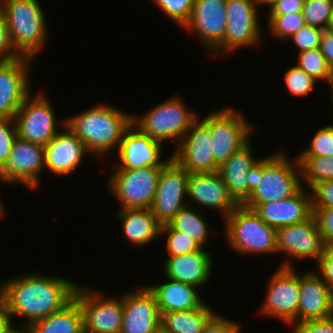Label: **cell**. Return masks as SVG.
<instances>
[{
	"label": "cell",
	"instance_id": "cell-30",
	"mask_svg": "<svg viewBox=\"0 0 333 333\" xmlns=\"http://www.w3.org/2000/svg\"><path fill=\"white\" fill-rule=\"evenodd\" d=\"M216 314L205 302L197 309L161 313V326L168 333H203L204 327Z\"/></svg>",
	"mask_w": 333,
	"mask_h": 333
},
{
	"label": "cell",
	"instance_id": "cell-29",
	"mask_svg": "<svg viewBox=\"0 0 333 333\" xmlns=\"http://www.w3.org/2000/svg\"><path fill=\"white\" fill-rule=\"evenodd\" d=\"M27 333H80L83 329V313L73 299L62 310L29 324Z\"/></svg>",
	"mask_w": 333,
	"mask_h": 333
},
{
	"label": "cell",
	"instance_id": "cell-42",
	"mask_svg": "<svg viewBox=\"0 0 333 333\" xmlns=\"http://www.w3.org/2000/svg\"><path fill=\"white\" fill-rule=\"evenodd\" d=\"M309 190L313 208H333V180L318 182Z\"/></svg>",
	"mask_w": 333,
	"mask_h": 333
},
{
	"label": "cell",
	"instance_id": "cell-2",
	"mask_svg": "<svg viewBox=\"0 0 333 333\" xmlns=\"http://www.w3.org/2000/svg\"><path fill=\"white\" fill-rule=\"evenodd\" d=\"M65 123L83 142L89 155L104 158L119 149L123 133L132 124V113L102 102L70 115Z\"/></svg>",
	"mask_w": 333,
	"mask_h": 333
},
{
	"label": "cell",
	"instance_id": "cell-50",
	"mask_svg": "<svg viewBox=\"0 0 333 333\" xmlns=\"http://www.w3.org/2000/svg\"><path fill=\"white\" fill-rule=\"evenodd\" d=\"M14 324L11 314L0 301V333H6L14 326Z\"/></svg>",
	"mask_w": 333,
	"mask_h": 333
},
{
	"label": "cell",
	"instance_id": "cell-12",
	"mask_svg": "<svg viewBox=\"0 0 333 333\" xmlns=\"http://www.w3.org/2000/svg\"><path fill=\"white\" fill-rule=\"evenodd\" d=\"M268 286L262 307L258 312L264 317H274L290 326L297 322L299 305V271L279 267L267 280Z\"/></svg>",
	"mask_w": 333,
	"mask_h": 333
},
{
	"label": "cell",
	"instance_id": "cell-56",
	"mask_svg": "<svg viewBox=\"0 0 333 333\" xmlns=\"http://www.w3.org/2000/svg\"><path fill=\"white\" fill-rule=\"evenodd\" d=\"M330 102H332L333 103V89H330Z\"/></svg>",
	"mask_w": 333,
	"mask_h": 333
},
{
	"label": "cell",
	"instance_id": "cell-11",
	"mask_svg": "<svg viewBox=\"0 0 333 333\" xmlns=\"http://www.w3.org/2000/svg\"><path fill=\"white\" fill-rule=\"evenodd\" d=\"M101 291L78 284L74 299L83 313V329L89 333H120L123 318L121 297L104 296Z\"/></svg>",
	"mask_w": 333,
	"mask_h": 333
},
{
	"label": "cell",
	"instance_id": "cell-38",
	"mask_svg": "<svg viewBox=\"0 0 333 333\" xmlns=\"http://www.w3.org/2000/svg\"><path fill=\"white\" fill-rule=\"evenodd\" d=\"M308 146L298 157H329L333 156V125L319 127Z\"/></svg>",
	"mask_w": 333,
	"mask_h": 333
},
{
	"label": "cell",
	"instance_id": "cell-14",
	"mask_svg": "<svg viewBox=\"0 0 333 333\" xmlns=\"http://www.w3.org/2000/svg\"><path fill=\"white\" fill-rule=\"evenodd\" d=\"M276 241L277 253L287 254L286 256H288L279 267L288 268H295L294 261H291L294 259L304 260L309 258L317 263L325 246L314 216L302 223L277 228Z\"/></svg>",
	"mask_w": 333,
	"mask_h": 333
},
{
	"label": "cell",
	"instance_id": "cell-24",
	"mask_svg": "<svg viewBox=\"0 0 333 333\" xmlns=\"http://www.w3.org/2000/svg\"><path fill=\"white\" fill-rule=\"evenodd\" d=\"M252 140H249L238 151L219 167V174L226 185L230 196L238 205H244L251 194L253 169L260 161L254 156ZM251 142V143H250Z\"/></svg>",
	"mask_w": 333,
	"mask_h": 333
},
{
	"label": "cell",
	"instance_id": "cell-10",
	"mask_svg": "<svg viewBox=\"0 0 333 333\" xmlns=\"http://www.w3.org/2000/svg\"><path fill=\"white\" fill-rule=\"evenodd\" d=\"M162 168L150 166L134 170H112L106 189L120 203L119 209L150 208Z\"/></svg>",
	"mask_w": 333,
	"mask_h": 333
},
{
	"label": "cell",
	"instance_id": "cell-3",
	"mask_svg": "<svg viewBox=\"0 0 333 333\" xmlns=\"http://www.w3.org/2000/svg\"><path fill=\"white\" fill-rule=\"evenodd\" d=\"M289 156L281 149L261 157L253 169L251 194L245 207L253 210L258 204L289 198L302 187L297 157Z\"/></svg>",
	"mask_w": 333,
	"mask_h": 333
},
{
	"label": "cell",
	"instance_id": "cell-36",
	"mask_svg": "<svg viewBox=\"0 0 333 333\" xmlns=\"http://www.w3.org/2000/svg\"><path fill=\"white\" fill-rule=\"evenodd\" d=\"M302 14L306 25L326 30L333 16V0H305Z\"/></svg>",
	"mask_w": 333,
	"mask_h": 333
},
{
	"label": "cell",
	"instance_id": "cell-39",
	"mask_svg": "<svg viewBox=\"0 0 333 333\" xmlns=\"http://www.w3.org/2000/svg\"><path fill=\"white\" fill-rule=\"evenodd\" d=\"M166 17L183 28L191 18L194 0H151Z\"/></svg>",
	"mask_w": 333,
	"mask_h": 333
},
{
	"label": "cell",
	"instance_id": "cell-47",
	"mask_svg": "<svg viewBox=\"0 0 333 333\" xmlns=\"http://www.w3.org/2000/svg\"><path fill=\"white\" fill-rule=\"evenodd\" d=\"M10 39L9 30L4 15L0 11V62H7L19 58Z\"/></svg>",
	"mask_w": 333,
	"mask_h": 333
},
{
	"label": "cell",
	"instance_id": "cell-4",
	"mask_svg": "<svg viewBox=\"0 0 333 333\" xmlns=\"http://www.w3.org/2000/svg\"><path fill=\"white\" fill-rule=\"evenodd\" d=\"M13 47L33 60L48 40L49 27L39 0H0ZM48 30V31H47Z\"/></svg>",
	"mask_w": 333,
	"mask_h": 333
},
{
	"label": "cell",
	"instance_id": "cell-35",
	"mask_svg": "<svg viewBox=\"0 0 333 333\" xmlns=\"http://www.w3.org/2000/svg\"><path fill=\"white\" fill-rule=\"evenodd\" d=\"M160 236L166 237L167 257H176L200 250L202 247L185 232L172 229L168 224L161 225Z\"/></svg>",
	"mask_w": 333,
	"mask_h": 333
},
{
	"label": "cell",
	"instance_id": "cell-9",
	"mask_svg": "<svg viewBox=\"0 0 333 333\" xmlns=\"http://www.w3.org/2000/svg\"><path fill=\"white\" fill-rule=\"evenodd\" d=\"M56 117L49 96L41 90L34 95L32 92L14 117L17 136L44 147L60 132L58 125L66 124L64 118L59 122Z\"/></svg>",
	"mask_w": 333,
	"mask_h": 333
},
{
	"label": "cell",
	"instance_id": "cell-32",
	"mask_svg": "<svg viewBox=\"0 0 333 333\" xmlns=\"http://www.w3.org/2000/svg\"><path fill=\"white\" fill-rule=\"evenodd\" d=\"M300 166L301 184L310 189L318 182L333 180V156L297 157ZM305 182V183H302Z\"/></svg>",
	"mask_w": 333,
	"mask_h": 333
},
{
	"label": "cell",
	"instance_id": "cell-40",
	"mask_svg": "<svg viewBox=\"0 0 333 333\" xmlns=\"http://www.w3.org/2000/svg\"><path fill=\"white\" fill-rule=\"evenodd\" d=\"M323 31V29L315 26L304 25L286 41L293 42L295 47L298 49V53L310 49L320 48Z\"/></svg>",
	"mask_w": 333,
	"mask_h": 333
},
{
	"label": "cell",
	"instance_id": "cell-15",
	"mask_svg": "<svg viewBox=\"0 0 333 333\" xmlns=\"http://www.w3.org/2000/svg\"><path fill=\"white\" fill-rule=\"evenodd\" d=\"M45 170L44 147L16 137L9 158L0 170L2 184L37 189Z\"/></svg>",
	"mask_w": 333,
	"mask_h": 333
},
{
	"label": "cell",
	"instance_id": "cell-37",
	"mask_svg": "<svg viewBox=\"0 0 333 333\" xmlns=\"http://www.w3.org/2000/svg\"><path fill=\"white\" fill-rule=\"evenodd\" d=\"M284 74V88L288 90V93L295 97L308 96L318 83L316 79L308 75L303 69L297 65L286 69Z\"/></svg>",
	"mask_w": 333,
	"mask_h": 333
},
{
	"label": "cell",
	"instance_id": "cell-45",
	"mask_svg": "<svg viewBox=\"0 0 333 333\" xmlns=\"http://www.w3.org/2000/svg\"><path fill=\"white\" fill-rule=\"evenodd\" d=\"M316 273L333 291V244L324 246L321 258L316 264Z\"/></svg>",
	"mask_w": 333,
	"mask_h": 333
},
{
	"label": "cell",
	"instance_id": "cell-19",
	"mask_svg": "<svg viewBox=\"0 0 333 333\" xmlns=\"http://www.w3.org/2000/svg\"><path fill=\"white\" fill-rule=\"evenodd\" d=\"M226 0H194L190 20L183 27L192 32L205 46L210 56L223 41L226 33Z\"/></svg>",
	"mask_w": 333,
	"mask_h": 333
},
{
	"label": "cell",
	"instance_id": "cell-21",
	"mask_svg": "<svg viewBox=\"0 0 333 333\" xmlns=\"http://www.w3.org/2000/svg\"><path fill=\"white\" fill-rule=\"evenodd\" d=\"M161 326V312L148 286L123 294L120 333H152Z\"/></svg>",
	"mask_w": 333,
	"mask_h": 333
},
{
	"label": "cell",
	"instance_id": "cell-46",
	"mask_svg": "<svg viewBox=\"0 0 333 333\" xmlns=\"http://www.w3.org/2000/svg\"><path fill=\"white\" fill-rule=\"evenodd\" d=\"M241 326L239 322L228 319L218 313L207 323L203 333H241L243 330Z\"/></svg>",
	"mask_w": 333,
	"mask_h": 333
},
{
	"label": "cell",
	"instance_id": "cell-54",
	"mask_svg": "<svg viewBox=\"0 0 333 333\" xmlns=\"http://www.w3.org/2000/svg\"><path fill=\"white\" fill-rule=\"evenodd\" d=\"M152 333H168L162 326H159Z\"/></svg>",
	"mask_w": 333,
	"mask_h": 333
},
{
	"label": "cell",
	"instance_id": "cell-8",
	"mask_svg": "<svg viewBox=\"0 0 333 333\" xmlns=\"http://www.w3.org/2000/svg\"><path fill=\"white\" fill-rule=\"evenodd\" d=\"M259 6L258 0H226L227 24L224 41L211 53L212 56H224L243 47H257L262 44V40L266 38L262 33L264 29L261 28Z\"/></svg>",
	"mask_w": 333,
	"mask_h": 333
},
{
	"label": "cell",
	"instance_id": "cell-43",
	"mask_svg": "<svg viewBox=\"0 0 333 333\" xmlns=\"http://www.w3.org/2000/svg\"><path fill=\"white\" fill-rule=\"evenodd\" d=\"M313 216L324 244H333V208H313Z\"/></svg>",
	"mask_w": 333,
	"mask_h": 333
},
{
	"label": "cell",
	"instance_id": "cell-13",
	"mask_svg": "<svg viewBox=\"0 0 333 333\" xmlns=\"http://www.w3.org/2000/svg\"><path fill=\"white\" fill-rule=\"evenodd\" d=\"M189 173L172 157L163 166L150 210L163 225L186 205Z\"/></svg>",
	"mask_w": 333,
	"mask_h": 333
},
{
	"label": "cell",
	"instance_id": "cell-22",
	"mask_svg": "<svg viewBox=\"0 0 333 333\" xmlns=\"http://www.w3.org/2000/svg\"><path fill=\"white\" fill-rule=\"evenodd\" d=\"M44 146L45 170L54 176H68L75 172L89 154L83 142L65 125Z\"/></svg>",
	"mask_w": 333,
	"mask_h": 333
},
{
	"label": "cell",
	"instance_id": "cell-57",
	"mask_svg": "<svg viewBox=\"0 0 333 333\" xmlns=\"http://www.w3.org/2000/svg\"><path fill=\"white\" fill-rule=\"evenodd\" d=\"M80 333H89V332H87L84 329H82V331Z\"/></svg>",
	"mask_w": 333,
	"mask_h": 333
},
{
	"label": "cell",
	"instance_id": "cell-17",
	"mask_svg": "<svg viewBox=\"0 0 333 333\" xmlns=\"http://www.w3.org/2000/svg\"><path fill=\"white\" fill-rule=\"evenodd\" d=\"M210 129L199 119L173 149L175 159L189 174L218 172L212 150Z\"/></svg>",
	"mask_w": 333,
	"mask_h": 333
},
{
	"label": "cell",
	"instance_id": "cell-55",
	"mask_svg": "<svg viewBox=\"0 0 333 333\" xmlns=\"http://www.w3.org/2000/svg\"><path fill=\"white\" fill-rule=\"evenodd\" d=\"M328 30H329L330 32L333 33V16H332V18H331V21H330V24H329Z\"/></svg>",
	"mask_w": 333,
	"mask_h": 333
},
{
	"label": "cell",
	"instance_id": "cell-25",
	"mask_svg": "<svg viewBox=\"0 0 333 333\" xmlns=\"http://www.w3.org/2000/svg\"><path fill=\"white\" fill-rule=\"evenodd\" d=\"M333 315V291L313 271L299 273L297 322L327 318Z\"/></svg>",
	"mask_w": 333,
	"mask_h": 333
},
{
	"label": "cell",
	"instance_id": "cell-20",
	"mask_svg": "<svg viewBox=\"0 0 333 333\" xmlns=\"http://www.w3.org/2000/svg\"><path fill=\"white\" fill-rule=\"evenodd\" d=\"M187 196L188 205L217 211L223 220L239 206L230 196L219 172L189 174Z\"/></svg>",
	"mask_w": 333,
	"mask_h": 333
},
{
	"label": "cell",
	"instance_id": "cell-18",
	"mask_svg": "<svg viewBox=\"0 0 333 333\" xmlns=\"http://www.w3.org/2000/svg\"><path fill=\"white\" fill-rule=\"evenodd\" d=\"M33 61L20 56L0 62V117L14 119L25 99L32 93L29 70Z\"/></svg>",
	"mask_w": 333,
	"mask_h": 333
},
{
	"label": "cell",
	"instance_id": "cell-28",
	"mask_svg": "<svg viewBox=\"0 0 333 333\" xmlns=\"http://www.w3.org/2000/svg\"><path fill=\"white\" fill-rule=\"evenodd\" d=\"M116 212L126 240L134 246H147L160 238L161 224L150 208L118 209Z\"/></svg>",
	"mask_w": 333,
	"mask_h": 333
},
{
	"label": "cell",
	"instance_id": "cell-52",
	"mask_svg": "<svg viewBox=\"0 0 333 333\" xmlns=\"http://www.w3.org/2000/svg\"><path fill=\"white\" fill-rule=\"evenodd\" d=\"M259 1V5L260 7L263 5H266L267 6V9H269L273 4H275L276 2L278 1H281V0H258Z\"/></svg>",
	"mask_w": 333,
	"mask_h": 333
},
{
	"label": "cell",
	"instance_id": "cell-5",
	"mask_svg": "<svg viewBox=\"0 0 333 333\" xmlns=\"http://www.w3.org/2000/svg\"><path fill=\"white\" fill-rule=\"evenodd\" d=\"M183 97H169L142 115L132 114V124L142 133L161 143H175L174 149L192 125L199 119L196 111L187 107Z\"/></svg>",
	"mask_w": 333,
	"mask_h": 333
},
{
	"label": "cell",
	"instance_id": "cell-41",
	"mask_svg": "<svg viewBox=\"0 0 333 333\" xmlns=\"http://www.w3.org/2000/svg\"><path fill=\"white\" fill-rule=\"evenodd\" d=\"M17 137L14 119L0 117V170L6 164Z\"/></svg>",
	"mask_w": 333,
	"mask_h": 333
},
{
	"label": "cell",
	"instance_id": "cell-26",
	"mask_svg": "<svg viewBox=\"0 0 333 333\" xmlns=\"http://www.w3.org/2000/svg\"><path fill=\"white\" fill-rule=\"evenodd\" d=\"M162 264L164 277L194 285L198 288L205 287L213 277L214 259L205 248L188 254L166 257Z\"/></svg>",
	"mask_w": 333,
	"mask_h": 333
},
{
	"label": "cell",
	"instance_id": "cell-23",
	"mask_svg": "<svg viewBox=\"0 0 333 333\" xmlns=\"http://www.w3.org/2000/svg\"><path fill=\"white\" fill-rule=\"evenodd\" d=\"M253 211L265 224L275 229L302 223L313 216L311 192L302 186L291 197L258 204Z\"/></svg>",
	"mask_w": 333,
	"mask_h": 333
},
{
	"label": "cell",
	"instance_id": "cell-27",
	"mask_svg": "<svg viewBox=\"0 0 333 333\" xmlns=\"http://www.w3.org/2000/svg\"><path fill=\"white\" fill-rule=\"evenodd\" d=\"M165 279V283L147 285L153 292L161 313L193 310L207 302L201 298L198 287L167 277Z\"/></svg>",
	"mask_w": 333,
	"mask_h": 333
},
{
	"label": "cell",
	"instance_id": "cell-44",
	"mask_svg": "<svg viewBox=\"0 0 333 333\" xmlns=\"http://www.w3.org/2000/svg\"><path fill=\"white\" fill-rule=\"evenodd\" d=\"M290 333H333V315L327 318L299 321L290 325Z\"/></svg>",
	"mask_w": 333,
	"mask_h": 333
},
{
	"label": "cell",
	"instance_id": "cell-7",
	"mask_svg": "<svg viewBox=\"0 0 333 333\" xmlns=\"http://www.w3.org/2000/svg\"><path fill=\"white\" fill-rule=\"evenodd\" d=\"M244 114L233 106L225 105L200 119L210 129L213 155L218 168L252 138L250 136L255 127Z\"/></svg>",
	"mask_w": 333,
	"mask_h": 333
},
{
	"label": "cell",
	"instance_id": "cell-34",
	"mask_svg": "<svg viewBox=\"0 0 333 333\" xmlns=\"http://www.w3.org/2000/svg\"><path fill=\"white\" fill-rule=\"evenodd\" d=\"M268 31L266 38L275 37L276 41H284L306 25L302 12L287 13L284 15H267Z\"/></svg>",
	"mask_w": 333,
	"mask_h": 333
},
{
	"label": "cell",
	"instance_id": "cell-6",
	"mask_svg": "<svg viewBox=\"0 0 333 333\" xmlns=\"http://www.w3.org/2000/svg\"><path fill=\"white\" fill-rule=\"evenodd\" d=\"M227 246L237 255L277 254L276 229L244 205H239L224 220Z\"/></svg>",
	"mask_w": 333,
	"mask_h": 333
},
{
	"label": "cell",
	"instance_id": "cell-31",
	"mask_svg": "<svg viewBox=\"0 0 333 333\" xmlns=\"http://www.w3.org/2000/svg\"><path fill=\"white\" fill-rule=\"evenodd\" d=\"M195 208L196 206L186 205L167 224L172 229L185 232L202 248H205L210 237L209 226L201 209Z\"/></svg>",
	"mask_w": 333,
	"mask_h": 333
},
{
	"label": "cell",
	"instance_id": "cell-48",
	"mask_svg": "<svg viewBox=\"0 0 333 333\" xmlns=\"http://www.w3.org/2000/svg\"><path fill=\"white\" fill-rule=\"evenodd\" d=\"M305 0H281L268 9V15H284L294 12H302Z\"/></svg>",
	"mask_w": 333,
	"mask_h": 333
},
{
	"label": "cell",
	"instance_id": "cell-51",
	"mask_svg": "<svg viewBox=\"0 0 333 333\" xmlns=\"http://www.w3.org/2000/svg\"><path fill=\"white\" fill-rule=\"evenodd\" d=\"M14 325L10 330H8L6 333H27V327L21 324L20 327H15Z\"/></svg>",
	"mask_w": 333,
	"mask_h": 333
},
{
	"label": "cell",
	"instance_id": "cell-16",
	"mask_svg": "<svg viewBox=\"0 0 333 333\" xmlns=\"http://www.w3.org/2000/svg\"><path fill=\"white\" fill-rule=\"evenodd\" d=\"M163 143L152 139L131 124L123 133L112 170H134L144 167H163L172 155L163 158Z\"/></svg>",
	"mask_w": 333,
	"mask_h": 333
},
{
	"label": "cell",
	"instance_id": "cell-49",
	"mask_svg": "<svg viewBox=\"0 0 333 333\" xmlns=\"http://www.w3.org/2000/svg\"><path fill=\"white\" fill-rule=\"evenodd\" d=\"M320 50L328 65L333 70V33L328 29L323 31L320 43Z\"/></svg>",
	"mask_w": 333,
	"mask_h": 333
},
{
	"label": "cell",
	"instance_id": "cell-33",
	"mask_svg": "<svg viewBox=\"0 0 333 333\" xmlns=\"http://www.w3.org/2000/svg\"><path fill=\"white\" fill-rule=\"evenodd\" d=\"M296 65L303 69L308 75L312 76L317 81L322 80L328 85L332 86L333 83V70L328 65L325 57L323 56L320 48L310 49L297 54Z\"/></svg>",
	"mask_w": 333,
	"mask_h": 333
},
{
	"label": "cell",
	"instance_id": "cell-1",
	"mask_svg": "<svg viewBox=\"0 0 333 333\" xmlns=\"http://www.w3.org/2000/svg\"><path fill=\"white\" fill-rule=\"evenodd\" d=\"M41 273L14 275L0 281V301L11 314L26 319L24 326L62 310L74 299L78 286L69 278Z\"/></svg>",
	"mask_w": 333,
	"mask_h": 333
},
{
	"label": "cell",
	"instance_id": "cell-53",
	"mask_svg": "<svg viewBox=\"0 0 333 333\" xmlns=\"http://www.w3.org/2000/svg\"><path fill=\"white\" fill-rule=\"evenodd\" d=\"M2 183L1 178H0V184ZM1 195V194H0ZM7 209H5L4 203H2V197L0 196V219H2V217H5V213Z\"/></svg>",
	"mask_w": 333,
	"mask_h": 333
}]
</instances>
